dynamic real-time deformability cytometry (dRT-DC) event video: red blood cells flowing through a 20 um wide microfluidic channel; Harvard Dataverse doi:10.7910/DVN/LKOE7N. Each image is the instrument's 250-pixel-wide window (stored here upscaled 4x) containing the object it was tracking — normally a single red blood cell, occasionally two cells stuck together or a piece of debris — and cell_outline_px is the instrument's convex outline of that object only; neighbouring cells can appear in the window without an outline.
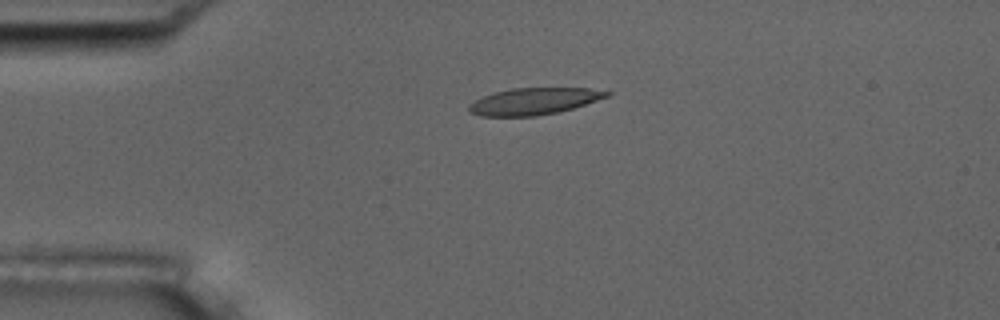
{"species": "common noctule bat (a hibernating species)", "species_latin": "Nyctalus noctula", "temperature_condition": "room temperature", "stored_images_in_passage": 4, "camera_frame_rate_fps": 3000, "um_per_image_px": 0.085, "animal": {"sex": "male", "body_mass_g": 17.5, "forearm_length_mm": 52.3}, "frame": {"image": 1, "passage_image": 2, "time_ms": 1.0, "image_size_px": [1000, 320], "cell_outline_px": [[612, 92], [608, 96], [572, 108], [556, 112], [536, 116], [480, 116], [468, 112], [468, 104], [484, 96], [496, 92], [512, 88], [588, 88]], "centroid_in_image_um": [45.33, 8.61], "position_along_channel_um": 39.7, "area_um2": 21.21}}